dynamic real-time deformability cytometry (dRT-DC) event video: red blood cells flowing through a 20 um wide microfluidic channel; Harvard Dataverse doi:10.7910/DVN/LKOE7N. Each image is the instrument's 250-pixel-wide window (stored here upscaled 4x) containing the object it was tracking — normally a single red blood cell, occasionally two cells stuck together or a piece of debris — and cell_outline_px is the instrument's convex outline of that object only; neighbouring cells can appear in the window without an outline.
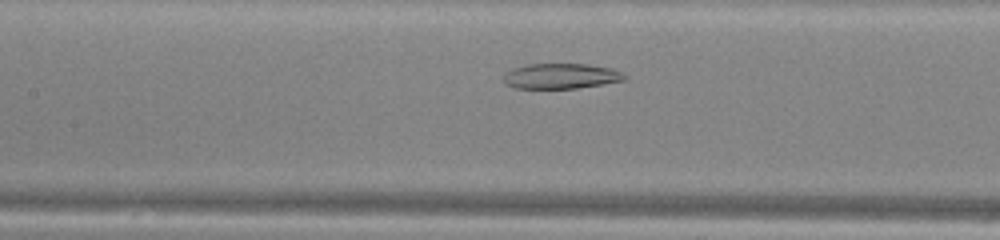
{"species": "common noctule bat (a hibernating species)", "species_latin": "Nyctalus noctula", "temperature_condition": "warm", "stored_images_in_passage": 31, "camera_frame_rate_fps": 3000, "um_per_image_px": 0.085, "animal": {"sex": "male", "body_mass_g": 13.0, "forearm_length_mm": 53.1}, "frame": {"image": 1, "passage_image": 15, "time_ms": 4.667, "image_size_px": [1000, 240], "cell_outline_px": [[628, 76], [624, 80], [576, 88], [516, 88], [508, 84], [504, 80], [504, 72], [512, 68], [528, 64], [588, 64], [612, 68]], "centroid_in_image_um": [47.67, 6.45], "position_along_channel_um": 159.7, "area_um2": 17.69}}
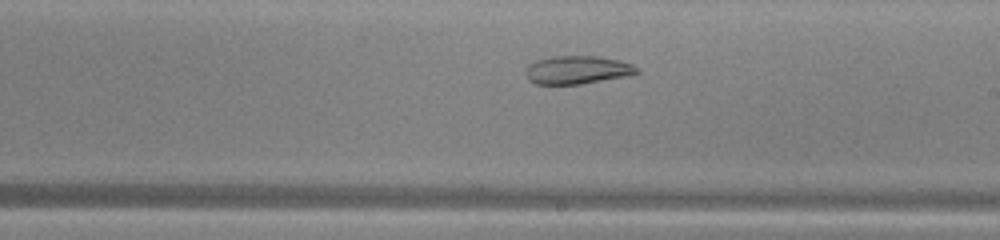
{"frame": {"image": 2, "passage_image": 21, "time_ms": 6.667, "image_size_px": [1000, 240], "cell_outline_px": [[640, 72], [628, 76], [580, 84], [536, 84], [528, 80], [524, 72], [528, 64], [536, 60], [552, 56], [596, 56], [620, 60], [632, 64], [640, 68]], "centroid_in_image_um": [49.07, 5.94], "position_along_channel_um": 239.9, "area_um2": 18.5}}
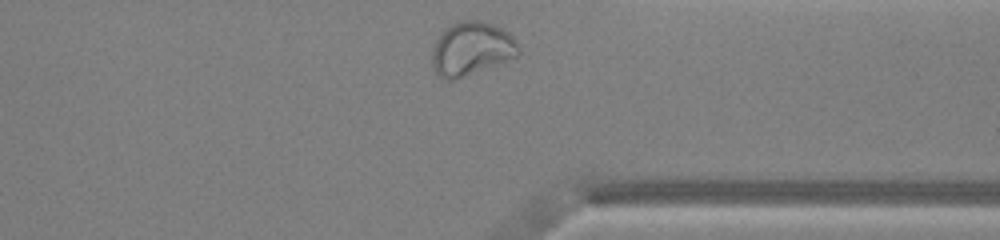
{"frame": {"image": 3, "passage_image": 31, "time_ms": 10.0, "image_size_px": [1000, 240], "cell_outline_px": [[520, 56], [464, 76], [452, 80], [448, 80], [440, 76], [432, 68], [432, 48], [440, 32], [452, 24], [460, 20], [480, 20], [492, 24], [508, 32], [520, 44]], "centroid_in_image_um": [40.09, 4.13], "position_along_channel_um": 371.3, "area_um2": 27.11}, "authors_computed_cell_mechanics": {"area_um2": 20.6346, "velocity_mm_per_s": 4.0263, "shape_relaxation_time_tau1_ms": null, "shape_relaxation_time_tau2_ms": 2.7079, "deformation_change_tau1": null, "deformation_change_tau2": 0.0634}}